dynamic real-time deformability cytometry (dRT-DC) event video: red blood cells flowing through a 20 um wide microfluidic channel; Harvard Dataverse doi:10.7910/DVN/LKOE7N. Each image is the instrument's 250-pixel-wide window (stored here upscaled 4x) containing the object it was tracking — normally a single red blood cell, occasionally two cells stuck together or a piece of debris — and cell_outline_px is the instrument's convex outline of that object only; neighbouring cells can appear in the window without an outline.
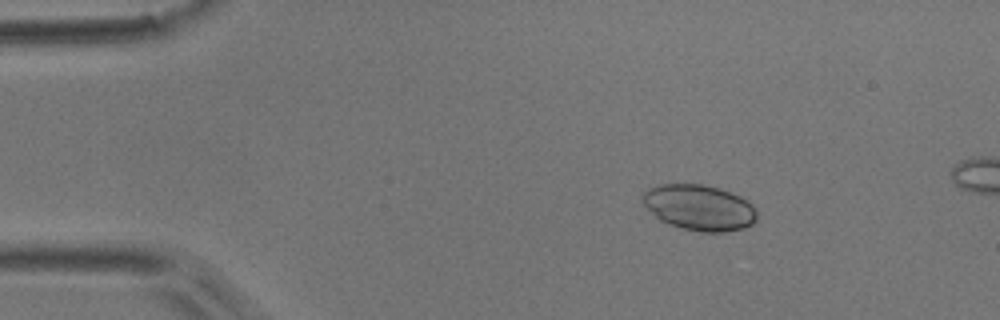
{"species": "common noctule bat (a hibernating species)", "species_latin": "Nyctalus noctula", "temperature_condition": "room temperature", "stored_images_in_passage": 5, "camera_frame_rate_fps": 3000, "um_per_image_px": 0.085, "animal": {"sex": "male", "body_mass_g": 17.9}, "frame": {"image": 1, "passage_image": 2, "time_ms": 1.333, "image_size_px": [1000, 320], "cell_outline_px": [[756, 220], [752, 224], [744, 228], [724, 232], [700, 232], [668, 224], [660, 220], [640, 200], [640, 196], [648, 188], [660, 184], [704, 184], [740, 196], [752, 204], [756, 208]], "centroid_in_image_um": [59.42, 17.64], "position_along_channel_um": 25.6, "area_um2": 30.4}}